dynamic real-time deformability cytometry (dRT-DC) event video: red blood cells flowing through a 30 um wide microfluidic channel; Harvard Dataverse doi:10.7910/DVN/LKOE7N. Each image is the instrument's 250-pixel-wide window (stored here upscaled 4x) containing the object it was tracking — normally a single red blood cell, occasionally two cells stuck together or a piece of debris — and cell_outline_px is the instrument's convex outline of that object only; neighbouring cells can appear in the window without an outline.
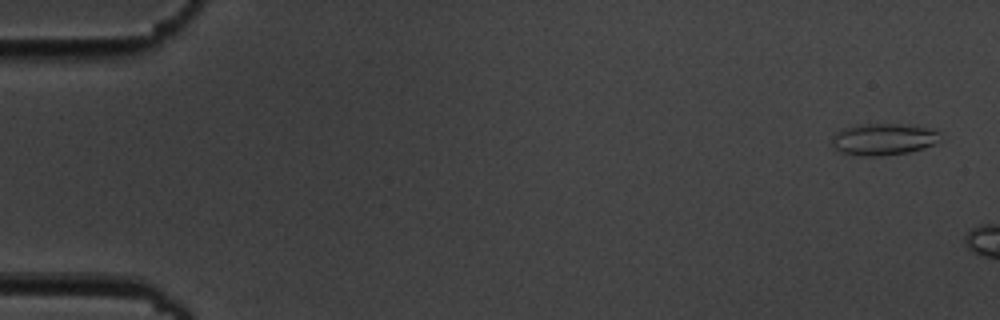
{"species": "common noctule bat (a hibernating species)", "species_latin": "Nyctalus noctula", "temperature_condition": "cold", "stored_images_in_passage": 4, "camera_frame_rate_fps": 3000, "um_per_image_px": 0.085, "animal": {"sex": "male", "body_mass_g": 19.5, "forearm_length_mm": 54.6}, "frame": {"image": 1, "passage_image": 1, "time_ms": 0.0, "image_size_px": [1000, 320], "cell_outline_px": [[940, 132], [936, 144], [924, 148], [908, 152], [880, 156], [856, 156], [840, 152], [832, 144], [832, 136], [836, 132], [844, 128], [856, 124], [900, 124], [928, 128]], "centroid_in_image_um": [75.06, 11.84], "position_along_channel_um": 9.9, "area_um2": 20.06}}